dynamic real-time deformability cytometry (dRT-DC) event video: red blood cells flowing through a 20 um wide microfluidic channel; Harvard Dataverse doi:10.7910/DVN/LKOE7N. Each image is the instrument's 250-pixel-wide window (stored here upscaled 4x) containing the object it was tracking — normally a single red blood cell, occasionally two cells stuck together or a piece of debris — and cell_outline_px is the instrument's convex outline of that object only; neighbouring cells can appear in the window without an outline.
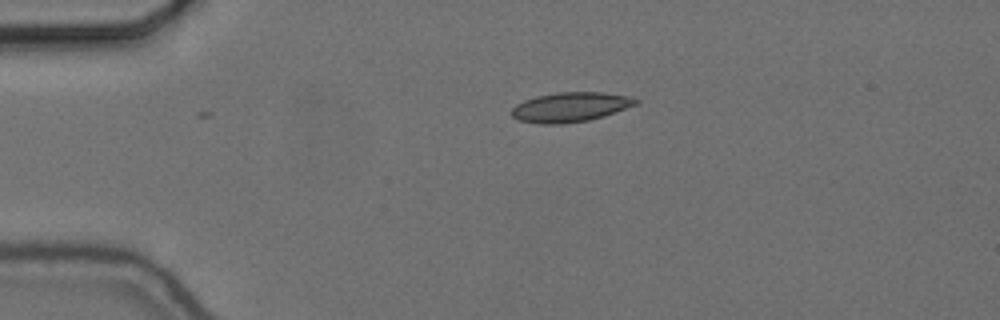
{"species": "common noctule bat (a hibernating species)", "species_latin": "Nyctalus noctula", "temperature_condition": "cold", "stored_images_in_passage": 45, "camera_frame_rate_fps": 3000, "um_per_image_px": 0.085, "animal": {"sex": "female", "body_mass_g": 24.6, "forearm_length_mm": 56.2}, "frame": {"image": 1, "passage_image": 1, "time_ms": 0.0, "image_size_px": [1000, 320], "cell_outline_px": [[640, 100], [636, 104], [604, 116], [588, 120], [564, 124], [536, 124], [516, 120], [512, 116], [512, 108], [516, 104], [524, 100], [536, 96], [556, 92], [604, 92], [628, 96]], "centroid_in_image_um": [48.43, 9.11], "position_along_channel_um": 36.6, "area_um2": 21.56}}
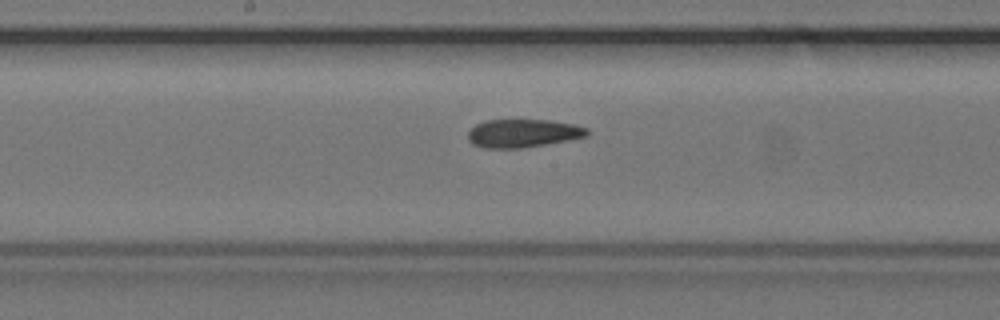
{"frame": {"image": 2, "passage_image": 18, "time_ms": 5.667, "image_size_px": [1000, 320], "cell_outline_px": [[592, 132], [588, 136], [568, 140], [520, 148], [484, 148], [472, 144], [468, 140], [468, 132], [476, 124], [484, 120], [512, 116], [548, 120], [572, 124], [588, 128]], "centroid_in_image_um": [44.42, 11.27], "position_along_channel_um": 203.8, "area_um2": 20.52}}
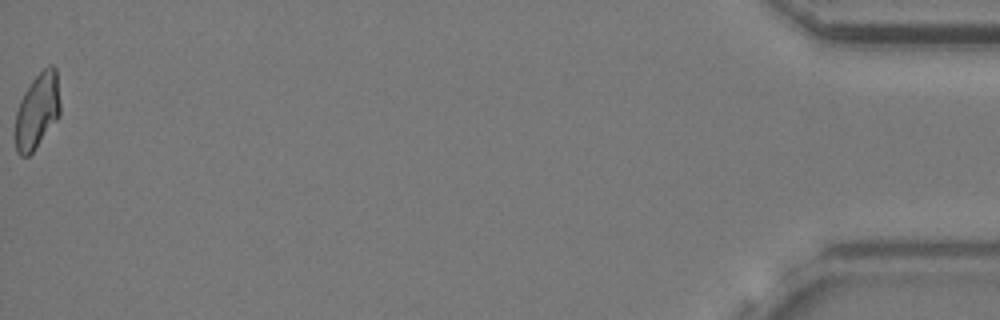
{"frame": {"image": 3, "passage_image": 45, "time_ms": 14.667, "image_size_px": [1000, 320], "cell_outline_px": [[60, 116], [32, 152], [28, 156], [20, 156], [16, 152], [16, 112], [20, 100], [24, 92], [32, 80], [48, 64], [52, 64], [56, 68], [60, 104]], "centroid_in_image_um": [3.18, 9.41], "position_along_channel_um": 432.0, "area_um2": 19.65}, "authors_computed_cell_mechanics": {"area_um2": 20.23, "velocity_mm_per_s": 3.6571, "shape_relaxation_time_tau1_ms": null, "shape_relaxation_time_tau2_ms": 3.6448, "deformation_change_tau1": null, "deformation_change_tau2": 0.098}}